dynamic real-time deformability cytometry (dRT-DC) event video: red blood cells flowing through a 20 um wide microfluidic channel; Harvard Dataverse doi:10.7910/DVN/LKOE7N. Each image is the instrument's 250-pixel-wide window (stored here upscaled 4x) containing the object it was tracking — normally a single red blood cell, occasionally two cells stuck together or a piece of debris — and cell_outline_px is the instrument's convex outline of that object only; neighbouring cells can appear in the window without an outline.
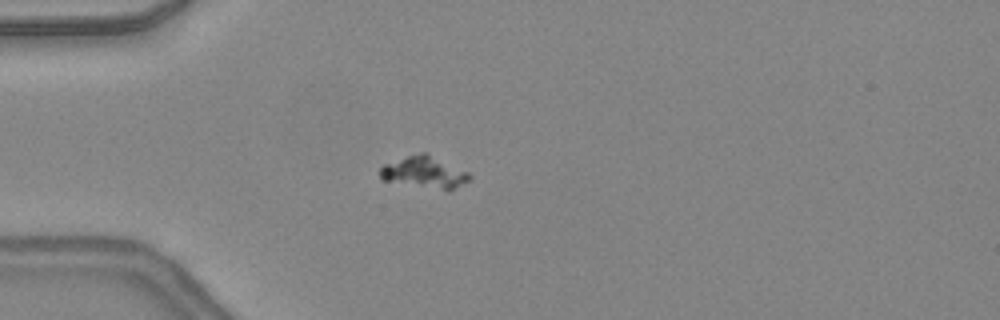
{"species": "common noctule bat (a hibernating species)", "species_latin": "Nyctalus noctula", "temperature_condition": "warm", "stored_images_in_passage": 35, "camera_frame_rate_fps": 3000, "um_per_image_px": 0.085, "animal": {"sex": "female", "body_mass_g": 24.6, "forearm_length_mm": 56.2}, "frame": {"image": 1, "passage_image": 1, "time_ms": 0.0, "image_size_px": [1000, 320], "cell_outline_px": [[472, 176], [468, 180], [448, 192], [384, 180], [380, 176], [380, 168], [384, 164], [420, 152], [428, 152], [468, 172]], "centroid_in_image_um": [36.11, 14.65], "position_along_channel_um": 48.9, "area_um2": 16.65}}
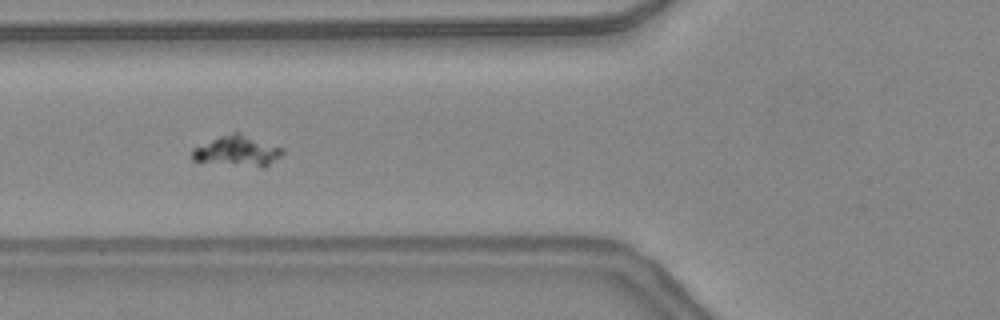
{"frame": {"image": 2, "passage_image": 6, "time_ms": 1.667, "image_size_px": [1000, 320], "cell_outline_px": [[284, 152], [280, 156], [264, 168], [260, 168], [192, 160], [192, 148], [220, 136], [236, 132], [284, 148]], "centroid_in_image_um": [20.19, 12.86], "position_along_channel_um": 105.6, "area_um2": 15.84}}
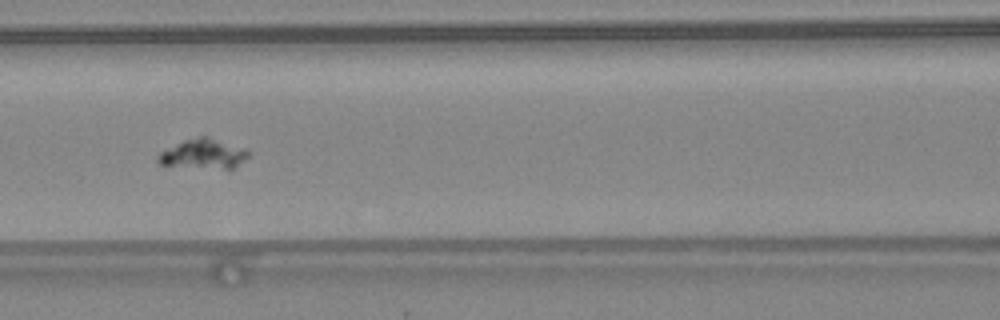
{"frame": {"image": 3, "passage_image": 9, "time_ms": 2.667, "image_size_px": [1000, 320], "cell_outline_px": [[252, 152], [244, 160], [232, 168], [224, 168], [160, 164], [156, 160], [156, 156], [160, 152], [184, 140], [200, 136], [204, 136], [244, 148]], "centroid_in_image_um": [17.29, 13.07], "position_along_channel_um": 149.3, "area_um2": 15.03}}